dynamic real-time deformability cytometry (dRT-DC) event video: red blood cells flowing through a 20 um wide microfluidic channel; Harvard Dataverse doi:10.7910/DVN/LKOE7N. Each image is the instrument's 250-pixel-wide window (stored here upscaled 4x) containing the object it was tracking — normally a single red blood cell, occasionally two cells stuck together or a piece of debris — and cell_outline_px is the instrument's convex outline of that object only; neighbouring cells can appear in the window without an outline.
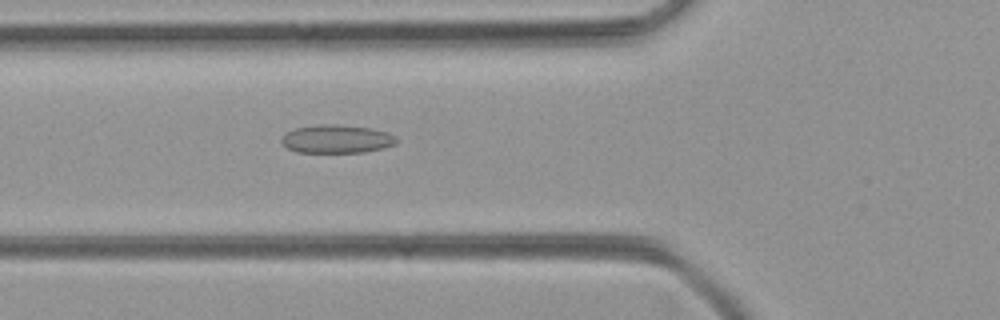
{"species": "common noctule bat (a hibernating species)", "species_latin": "Nyctalus noctula", "temperature_condition": "room temperature", "stored_images_in_passage": 48, "camera_frame_rate_fps": 3000, "um_per_image_px": 0.085, "animal": {"sex": "female", "body_mass_g": 21.9}, "frame": {"image": 1, "passage_image": 19, "time_ms": 6.0, "image_size_px": [1000, 320], "cell_outline_px": [[400, 140], [396, 144], [384, 148], [364, 152], [296, 152], [280, 144], [280, 136], [284, 132], [296, 128], [320, 124], [336, 124], [372, 128], [388, 132], [396, 136]], "centroid_in_image_um": [28.61, 11.81], "position_along_channel_um": 97.2, "area_um2": 19.36}}
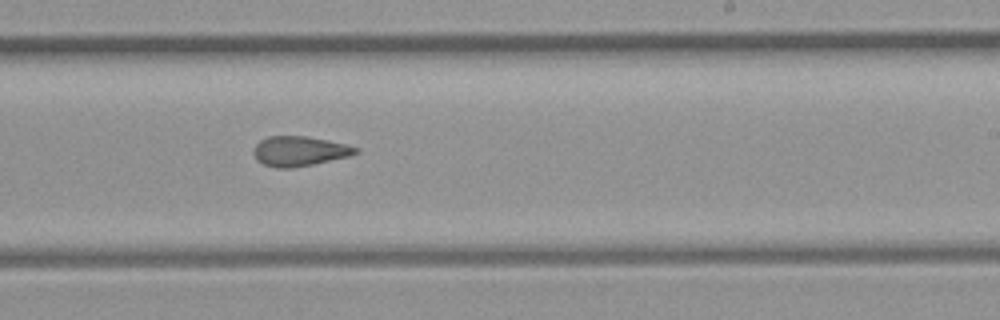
{"frame": {"image": 2, "passage_image": 31, "time_ms": 10.0, "image_size_px": [1000, 320], "cell_outline_px": [[360, 152], [348, 156], [312, 164], [292, 168], [276, 168], [264, 164], [256, 160], [252, 152], [252, 148], [260, 140], [268, 136], [304, 136], [344, 144], [360, 148]], "centroid_in_image_um": [25.39, 12.85], "position_along_channel_um": 263.6, "area_um2": 17.63}}
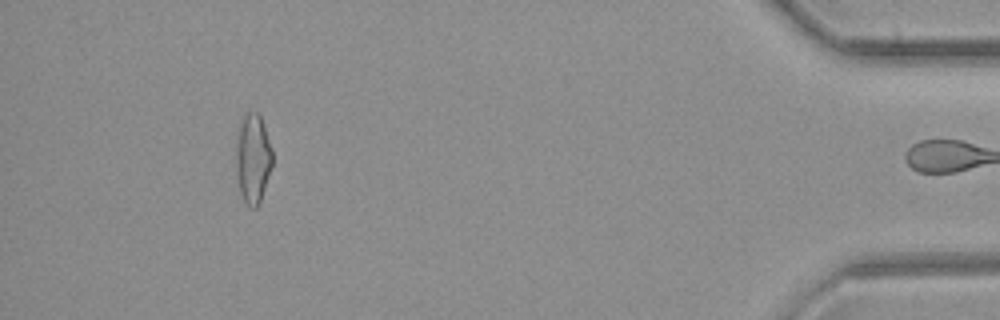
{"frame": {"image": 3, "passage_image": 47, "time_ms": 15.333, "image_size_px": [1000, 320], "cell_outline_px": [[272, 164], [260, 204], [256, 208], [248, 208], [240, 192], [236, 176], [236, 128], [240, 120], [248, 112], [256, 112], [260, 116], [272, 148]], "centroid_in_image_um": [21.47, 13.48], "position_along_channel_um": 413.7, "area_um2": 19.31}}